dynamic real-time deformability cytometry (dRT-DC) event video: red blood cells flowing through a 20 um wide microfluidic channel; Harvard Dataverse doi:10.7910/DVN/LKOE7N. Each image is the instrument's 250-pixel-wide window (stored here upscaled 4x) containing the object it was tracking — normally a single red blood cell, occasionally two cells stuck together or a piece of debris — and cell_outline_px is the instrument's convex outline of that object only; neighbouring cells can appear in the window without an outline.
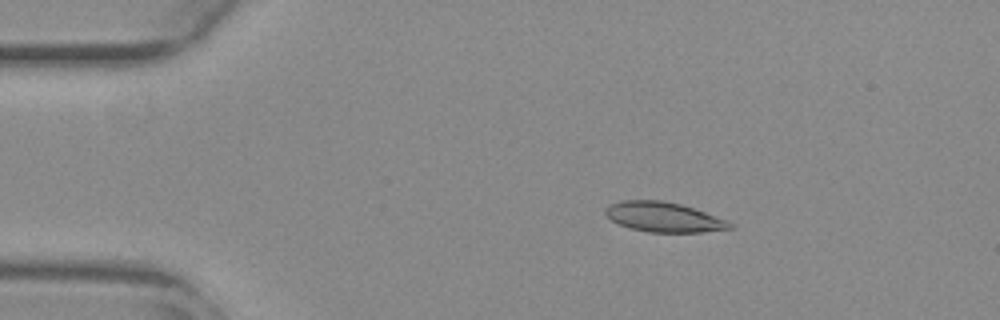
{"species": "common noctule bat (a hibernating species)", "species_latin": "Nyctalus noctula", "temperature_condition": "warm", "stored_images_in_passage": 44, "camera_frame_rate_fps": 3000, "um_per_image_px": 0.085, "animal": {"sex": "female", "body_mass_g": 29.2, "forearm_length_mm": 56.3}, "frame": {"image": 1, "passage_image": 1, "time_ms": 0.0, "image_size_px": [1000, 320], "cell_outline_px": [[732, 228], [700, 232], [648, 232], [632, 228], [620, 224], [612, 220], [604, 212], [604, 208], [608, 204], [620, 200], [660, 200], [680, 204], [728, 220], [732, 224]], "centroid_in_image_um": [56.38, 18.44], "position_along_channel_um": 28.6, "area_um2": 21.44}}
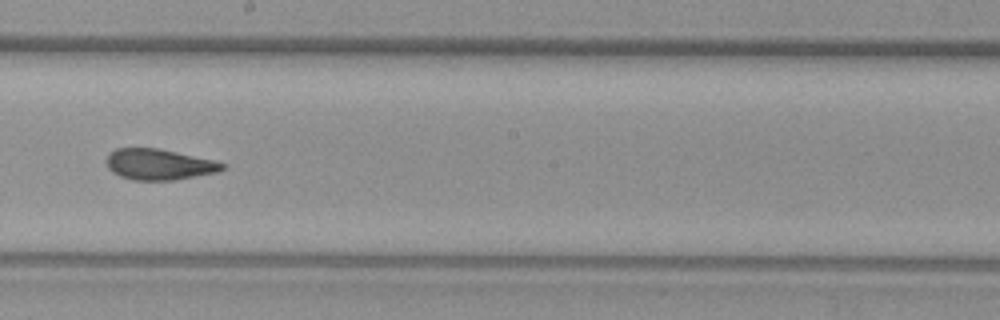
{"frame": {"image": 2, "passage_image": 22, "time_ms": 7.0, "image_size_px": [1000, 320], "cell_outline_px": [[228, 164], [224, 168], [216, 172], [172, 180], [132, 180], [120, 176], [112, 172], [108, 168], [108, 156], [116, 148], [156, 148], [216, 160]], "centroid_in_image_um": [13.54, 13.97], "position_along_channel_um": 234.7, "area_um2": 20.63}}
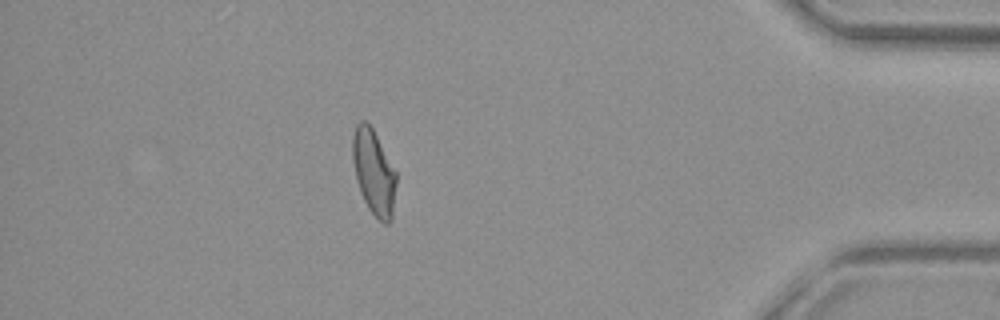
{"frame": {"image": 3, "passage_image": 39, "time_ms": 12.667, "image_size_px": [1000, 320], "cell_outline_px": [[396, 184], [392, 216], [388, 224], [384, 224], [368, 208], [360, 192], [356, 180], [352, 160], [352, 136], [356, 124], [360, 120], [364, 120], [372, 128], [396, 172]], "centroid_in_image_um": [31.75, 14.63], "position_along_channel_um": 403.5, "area_um2": 21.5}, "authors_computed_cell_mechanics": {"area_um2": 21.5016, "velocity_mm_per_s": 3.8154, "shape_relaxation_time_tau1_ms": null, "shape_relaxation_time_tau2_ms": 1.5972, "deformation_change_tau1": null, "deformation_change_tau2": 0.0788}}